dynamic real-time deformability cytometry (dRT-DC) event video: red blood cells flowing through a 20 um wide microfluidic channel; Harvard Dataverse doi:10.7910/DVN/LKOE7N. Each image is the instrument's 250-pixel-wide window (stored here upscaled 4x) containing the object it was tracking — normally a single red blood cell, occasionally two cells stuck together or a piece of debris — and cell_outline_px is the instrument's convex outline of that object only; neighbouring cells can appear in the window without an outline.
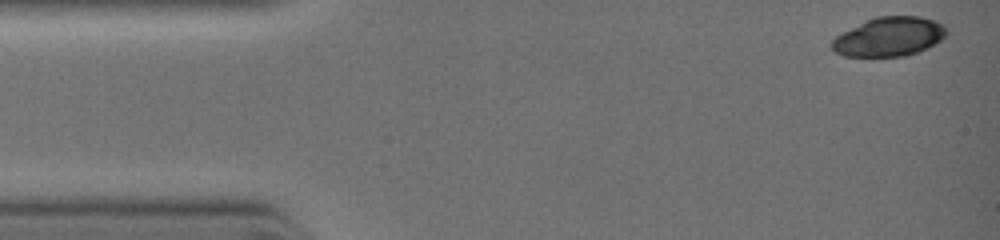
{"species": "common noctule bat (a hibernating species)", "species_latin": "Nyctalus noctula", "temperature_condition": "warm", "stored_images_in_passage": 4, "camera_frame_rate_fps": 3000, "um_per_image_px": 0.085, "animal": {"sex": "female", "body_mass_g": 19.0, "forearm_length_mm": 51.5}, "frame": {"image": 1, "passage_image": 1, "time_ms": 0.0, "image_size_px": [1000, 240], "cell_outline_px": [[948, 32], [940, 40], [908, 56], [844, 56], [836, 52], [832, 48], [832, 40], [836, 36], [876, 16], [920, 16], [932, 20], [940, 24]], "centroid_in_image_um": [75.56, 3.12], "position_along_channel_um": 9.4, "area_um2": 25.49}}